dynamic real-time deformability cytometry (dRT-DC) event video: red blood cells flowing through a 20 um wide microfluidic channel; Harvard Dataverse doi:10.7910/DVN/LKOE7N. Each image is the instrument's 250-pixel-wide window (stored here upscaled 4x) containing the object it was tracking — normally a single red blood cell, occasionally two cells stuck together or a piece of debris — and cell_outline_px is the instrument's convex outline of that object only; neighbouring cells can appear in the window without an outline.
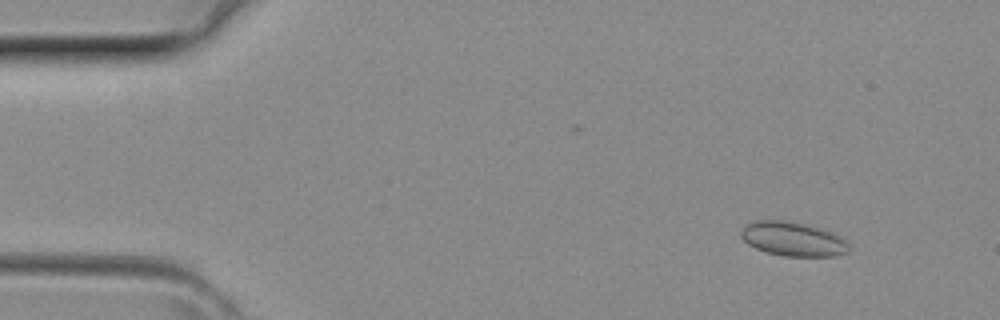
{"species": "common noctule bat (a hibernating species)", "species_latin": "Nyctalus noctula", "temperature_condition": "room temperature", "stored_images_in_passage": 4, "camera_frame_rate_fps": 3000, "um_per_image_px": 0.085, "animal": {"sex": "female", "body_mass_g": 29.2, "forearm_length_mm": 56.3}, "frame": {"image": 1, "passage_image": 2, "time_ms": 0.333, "image_size_px": [1000, 320], "cell_outline_px": [[848, 252], [836, 256], [784, 256], [768, 252], [756, 248], [748, 244], [740, 236], [740, 232], [748, 224], [756, 220], [784, 220], [804, 224], [820, 228], [840, 236], [848, 244]], "centroid_in_image_um": [67.39, 20.32], "position_along_channel_um": 17.6, "area_um2": 21.21}}
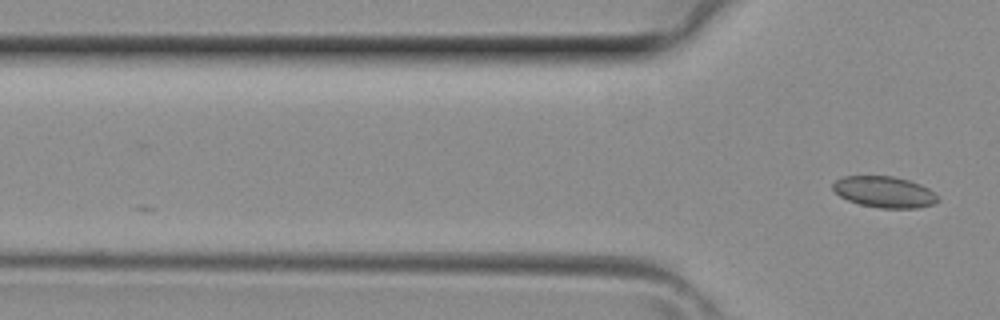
{"frame": {"image": 2, "passage_image": 4, "time_ms": 1.0, "image_size_px": [1000, 320], "cell_outline_px": [[940, 200], [932, 204], [916, 208], [880, 208], [860, 204], [848, 200], [840, 196], [832, 188], [832, 184], [836, 180], [844, 176], [892, 176], [908, 180], [920, 184], [928, 188]], "centroid_in_image_um": [75.15, 16.31], "position_along_channel_um": 50.7, "area_um2": 18.9}}